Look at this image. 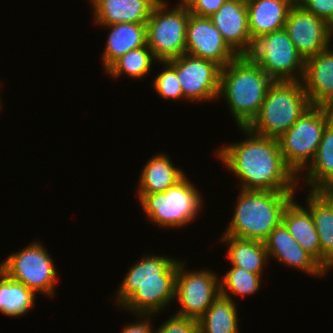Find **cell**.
<instances>
[{
    "mask_svg": "<svg viewBox=\"0 0 333 333\" xmlns=\"http://www.w3.org/2000/svg\"><path fill=\"white\" fill-rule=\"evenodd\" d=\"M332 117V108L311 106L278 138L284 161L296 176L313 162L326 124Z\"/></svg>",
    "mask_w": 333,
    "mask_h": 333,
    "instance_id": "8992f818",
    "label": "cell"
},
{
    "mask_svg": "<svg viewBox=\"0 0 333 333\" xmlns=\"http://www.w3.org/2000/svg\"><path fill=\"white\" fill-rule=\"evenodd\" d=\"M185 53L214 61L221 67H225L238 57L210 18L193 14H190L186 26Z\"/></svg>",
    "mask_w": 333,
    "mask_h": 333,
    "instance_id": "5bb4252c",
    "label": "cell"
},
{
    "mask_svg": "<svg viewBox=\"0 0 333 333\" xmlns=\"http://www.w3.org/2000/svg\"><path fill=\"white\" fill-rule=\"evenodd\" d=\"M297 1L246 0L252 41L285 27L288 14Z\"/></svg>",
    "mask_w": 333,
    "mask_h": 333,
    "instance_id": "ac0fdd59",
    "label": "cell"
},
{
    "mask_svg": "<svg viewBox=\"0 0 333 333\" xmlns=\"http://www.w3.org/2000/svg\"><path fill=\"white\" fill-rule=\"evenodd\" d=\"M187 6L172 7L165 0L152 9L146 22L147 46L159 61H167L185 54L186 26L190 16Z\"/></svg>",
    "mask_w": 333,
    "mask_h": 333,
    "instance_id": "9c48e42d",
    "label": "cell"
},
{
    "mask_svg": "<svg viewBox=\"0 0 333 333\" xmlns=\"http://www.w3.org/2000/svg\"><path fill=\"white\" fill-rule=\"evenodd\" d=\"M165 69L152 81L153 87L161 98L178 100L183 97L182 87L177 78L176 70L167 62L160 61Z\"/></svg>",
    "mask_w": 333,
    "mask_h": 333,
    "instance_id": "f546056e",
    "label": "cell"
},
{
    "mask_svg": "<svg viewBox=\"0 0 333 333\" xmlns=\"http://www.w3.org/2000/svg\"><path fill=\"white\" fill-rule=\"evenodd\" d=\"M306 206L314 219L321 247V265L328 271L333 266V206L318 192L309 191Z\"/></svg>",
    "mask_w": 333,
    "mask_h": 333,
    "instance_id": "603a6c76",
    "label": "cell"
},
{
    "mask_svg": "<svg viewBox=\"0 0 333 333\" xmlns=\"http://www.w3.org/2000/svg\"><path fill=\"white\" fill-rule=\"evenodd\" d=\"M311 106L302 81H274L259 113L247 128L256 134L278 139Z\"/></svg>",
    "mask_w": 333,
    "mask_h": 333,
    "instance_id": "5b68a950",
    "label": "cell"
},
{
    "mask_svg": "<svg viewBox=\"0 0 333 333\" xmlns=\"http://www.w3.org/2000/svg\"><path fill=\"white\" fill-rule=\"evenodd\" d=\"M138 195L147 218L168 229L188 224L196 218L203 206L198 189L186 176L165 192Z\"/></svg>",
    "mask_w": 333,
    "mask_h": 333,
    "instance_id": "52a82bcc",
    "label": "cell"
},
{
    "mask_svg": "<svg viewBox=\"0 0 333 333\" xmlns=\"http://www.w3.org/2000/svg\"><path fill=\"white\" fill-rule=\"evenodd\" d=\"M178 262L175 299L181 305L176 315L199 320L220 295V281L212 271H185Z\"/></svg>",
    "mask_w": 333,
    "mask_h": 333,
    "instance_id": "8fae6325",
    "label": "cell"
},
{
    "mask_svg": "<svg viewBox=\"0 0 333 333\" xmlns=\"http://www.w3.org/2000/svg\"><path fill=\"white\" fill-rule=\"evenodd\" d=\"M302 83L312 106L333 109V51L330 47L305 60Z\"/></svg>",
    "mask_w": 333,
    "mask_h": 333,
    "instance_id": "e0dca14e",
    "label": "cell"
},
{
    "mask_svg": "<svg viewBox=\"0 0 333 333\" xmlns=\"http://www.w3.org/2000/svg\"><path fill=\"white\" fill-rule=\"evenodd\" d=\"M153 60L157 61L150 48L146 45L128 51L118 58L105 72L114 78L126 73L131 78L141 79L150 72Z\"/></svg>",
    "mask_w": 333,
    "mask_h": 333,
    "instance_id": "83f0119b",
    "label": "cell"
},
{
    "mask_svg": "<svg viewBox=\"0 0 333 333\" xmlns=\"http://www.w3.org/2000/svg\"><path fill=\"white\" fill-rule=\"evenodd\" d=\"M176 70L183 99L192 101L217 100L220 89L221 66L214 61L183 54L167 60Z\"/></svg>",
    "mask_w": 333,
    "mask_h": 333,
    "instance_id": "7c38bea8",
    "label": "cell"
},
{
    "mask_svg": "<svg viewBox=\"0 0 333 333\" xmlns=\"http://www.w3.org/2000/svg\"><path fill=\"white\" fill-rule=\"evenodd\" d=\"M139 318H146L145 320L142 319L141 321L130 323L124 326L121 333H153V328L151 327L152 324L148 319L151 314H138ZM148 317V318H147Z\"/></svg>",
    "mask_w": 333,
    "mask_h": 333,
    "instance_id": "836d02e7",
    "label": "cell"
},
{
    "mask_svg": "<svg viewBox=\"0 0 333 333\" xmlns=\"http://www.w3.org/2000/svg\"><path fill=\"white\" fill-rule=\"evenodd\" d=\"M282 223L298 244L321 264L319 235L310 210L293 198L283 212Z\"/></svg>",
    "mask_w": 333,
    "mask_h": 333,
    "instance_id": "44dd1931",
    "label": "cell"
},
{
    "mask_svg": "<svg viewBox=\"0 0 333 333\" xmlns=\"http://www.w3.org/2000/svg\"><path fill=\"white\" fill-rule=\"evenodd\" d=\"M181 3L179 2V6H188L192 0H180Z\"/></svg>",
    "mask_w": 333,
    "mask_h": 333,
    "instance_id": "d590c367",
    "label": "cell"
},
{
    "mask_svg": "<svg viewBox=\"0 0 333 333\" xmlns=\"http://www.w3.org/2000/svg\"><path fill=\"white\" fill-rule=\"evenodd\" d=\"M153 333H199L198 320L174 314Z\"/></svg>",
    "mask_w": 333,
    "mask_h": 333,
    "instance_id": "4dcf8cb0",
    "label": "cell"
},
{
    "mask_svg": "<svg viewBox=\"0 0 333 333\" xmlns=\"http://www.w3.org/2000/svg\"><path fill=\"white\" fill-rule=\"evenodd\" d=\"M296 191H240L236 210L224 235L264 242L282 222Z\"/></svg>",
    "mask_w": 333,
    "mask_h": 333,
    "instance_id": "277c9868",
    "label": "cell"
},
{
    "mask_svg": "<svg viewBox=\"0 0 333 333\" xmlns=\"http://www.w3.org/2000/svg\"><path fill=\"white\" fill-rule=\"evenodd\" d=\"M297 4L333 27V0H298Z\"/></svg>",
    "mask_w": 333,
    "mask_h": 333,
    "instance_id": "1f68e13d",
    "label": "cell"
},
{
    "mask_svg": "<svg viewBox=\"0 0 333 333\" xmlns=\"http://www.w3.org/2000/svg\"><path fill=\"white\" fill-rule=\"evenodd\" d=\"M223 243H229L228 254L231 265L241 267L254 274H262L268 256L265 243L257 240L241 239L222 235Z\"/></svg>",
    "mask_w": 333,
    "mask_h": 333,
    "instance_id": "d4e9b609",
    "label": "cell"
},
{
    "mask_svg": "<svg viewBox=\"0 0 333 333\" xmlns=\"http://www.w3.org/2000/svg\"><path fill=\"white\" fill-rule=\"evenodd\" d=\"M318 192L333 206V196L326 189Z\"/></svg>",
    "mask_w": 333,
    "mask_h": 333,
    "instance_id": "e575fe53",
    "label": "cell"
},
{
    "mask_svg": "<svg viewBox=\"0 0 333 333\" xmlns=\"http://www.w3.org/2000/svg\"><path fill=\"white\" fill-rule=\"evenodd\" d=\"M326 190L333 196V183Z\"/></svg>",
    "mask_w": 333,
    "mask_h": 333,
    "instance_id": "8d00e7d4",
    "label": "cell"
},
{
    "mask_svg": "<svg viewBox=\"0 0 333 333\" xmlns=\"http://www.w3.org/2000/svg\"><path fill=\"white\" fill-rule=\"evenodd\" d=\"M273 82L248 56H238L221 68L219 97L226 99L237 126L247 127L257 116Z\"/></svg>",
    "mask_w": 333,
    "mask_h": 333,
    "instance_id": "3957f363",
    "label": "cell"
},
{
    "mask_svg": "<svg viewBox=\"0 0 333 333\" xmlns=\"http://www.w3.org/2000/svg\"><path fill=\"white\" fill-rule=\"evenodd\" d=\"M209 18L238 56H247L250 53L253 41L246 0H228Z\"/></svg>",
    "mask_w": 333,
    "mask_h": 333,
    "instance_id": "9a60e30c",
    "label": "cell"
},
{
    "mask_svg": "<svg viewBox=\"0 0 333 333\" xmlns=\"http://www.w3.org/2000/svg\"><path fill=\"white\" fill-rule=\"evenodd\" d=\"M185 176L181 169L174 167L166 154L153 155L139 177L138 194L165 192Z\"/></svg>",
    "mask_w": 333,
    "mask_h": 333,
    "instance_id": "7402d4cb",
    "label": "cell"
},
{
    "mask_svg": "<svg viewBox=\"0 0 333 333\" xmlns=\"http://www.w3.org/2000/svg\"><path fill=\"white\" fill-rule=\"evenodd\" d=\"M35 293L0 270V311L12 317L25 315L35 303Z\"/></svg>",
    "mask_w": 333,
    "mask_h": 333,
    "instance_id": "4316f807",
    "label": "cell"
},
{
    "mask_svg": "<svg viewBox=\"0 0 333 333\" xmlns=\"http://www.w3.org/2000/svg\"><path fill=\"white\" fill-rule=\"evenodd\" d=\"M228 0H192L187 6L191 14L199 17H210Z\"/></svg>",
    "mask_w": 333,
    "mask_h": 333,
    "instance_id": "d6a6232c",
    "label": "cell"
},
{
    "mask_svg": "<svg viewBox=\"0 0 333 333\" xmlns=\"http://www.w3.org/2000/svg\"><path fill=\"white\" fill-rule=\"evenodd\" d=\"M160 0H100L93 6L95 22L100 25L116 23H146L153 7Z\"/></svg>",
    "mask_w": 333,
    "mask_h": 333,
    "instance_id": "d6986e66",
    "label": "cell"
},
{
    "mask_svg": "<svg viewBox=\"0 0 333 333\" xmlns=\"http://www.w3.org/2000/svg\"><path fill=\"white\" fill-rule=\"evenodd\" d=\"M178 260L146 255L125 275L116 291L117 303L135 315L159 313L175 299Z\"/></svg>",
    "mask_w": 333,
    "mask_h": 333,
    "instance_id": "7a4b0ae2",
    "label": "cell"
},
{
    "mask_svg": "<svg viewBox=\"0 0 333 333\" xmlns=\"http://www.w3.org/2000/svg\"><path fill=\"white\" fill-rule=\"evenodd\" d=\"M100 26L111 29L102 54L105 71L128 51L147 45L146 23L123 22Z\"/></svg>",
    "mask_w": 333,
    "mask_h": 333,
    "instance_id": "ffe728a7",
    "label": "cell"
},
{
    "mask_svg": "<svg viewBox=\"0 0 333 333\" xmlns=\"http://www.w3.org/2000/svg\"><path fill=\"white\" fill-rule=\"evenodd\" d=\"M9 278L21 282L35 294L53 296L57 272L52 257L40 242H33L19 252L10 254L0 264Z\"/></svg>",
    "mask_w": 333,
    "mask_h": 333,
    "instance_id": "30bf717a",
    "label": "cell"
},
{
    "mask_svg": "<svg viewBox=\"0 0 333 333\" xmlns=\"http://www.w3.org/2000/svg\"><path fill=\"white\" fill-rule=\"evenodd\" d=\"M268 256L277 261L305 271L308 274L322 276L327 270L307 251H305L281 222L264 241Z\"/></svg>",
    "mask_w": 333,
    "mask_h": 333,
    "instance_id": "2e32d148",
    "label": "cell"
},
{
    "mask_svg": "<svg viewBox=\"0 0 333 333\" xmlns=\"http://www.w3.org/2000/svg\"><path fill=\"white\" fill-rule=\"evenodd\" d=\"M261 278V274H254L241 267L232 266L220 280V295L232 299L231 293H229L231 291L234 295L250 296L259 290Z\"/></svg>",
    "mask_w": 333,
    "mask_h": 333,
    "instance_id": "f1b7e54d",
    "label": "cell"
},
{
    "mask_svg": "<svg viewBox=\"0 0 333 333\" xmlns=\"http://www.w3.org/2000/svg\"><path fill=\"white\" fill-rule=\"evenodd\" d=\"M307 167L304 186L310 185V191L325 190L333 183V117L327 122L316 156Z\"/></svg>",
    "mask_w": 333,
    "mask_h": 333,
    "instance_id": "cb8c5ba5",
    "label": "cell"
},
{
    "mask_svg": "<svg viewBox=\"0 0 333 333\" xmlns=\"http://www.w3.org/2000/svg\"><path fill=\"white\" fill-rule=\"evenodd\" d=\"M236 310L233 299L219 295L198 320L199 333H239Z\"/></svg>",
    "mask_w": 333,
    "mask_h": 333,
    "instance_id": "484cf974",
    "label": "cell"
},
{
    "mask_svg": "<svg viewBox=\"0 0 333 333\" xmlns=\"http://www.w3.org/2000/svg\"><path fill=\"white\" fill-rule=\"evenodd\" d=\"M284 29L304 60L330 47L333 27L295 3Z\"/></svg>",
    "mask_w": 333,
    "mask_h": 333,
    "instance_id": "4fadbf2b",
    "label": "cell"
},
{
    "mask_svg": "<svg viewBox=\"0 0 333 333\" xmlns=\"http://www.w3.org/2000/svg\"><path fill=\"white\" fill-rule=\"evenodd\" d=\"M243 142L221 147L217 156L241 180L244 191H296L298 176L286 165L277 138L239 127Z\"/></svg>",
    "mask_w": 333,
    "mask_h": 333,
    "instance_id": "6da1fadb",
    "label": "cell"
},
{
    "mask_svg": "<svg viewBox=\"0 0 333 333\" xmlns=\"http://www.w3.org/2000/svg\"><path fill=\"white\" fill-rule=\"evenodd\" d=\"M247 56L274 81L303 79L305 60L284 28L256 38Z\"/></svg>",
    "mask_w": 333,
    "mask_h": 333,
    "instance_id": "ba28073f",
    "label": "cell"
},
{
    "mask_svg": "<svg viewBox=\"0 0 333 333\" xmlns=\"http://www.w3.org/2000/svg\"><path fill=\"white\" fill-rule=\"evenodd\" d=\"M92 2V6H94L97 2H99L100 0H90Z\"/></svg>",
    "mask_w": 333,
    "mask_h": 333,
    "instance_id": "74e56055",
    "label": "cell"
}]
</instances>
